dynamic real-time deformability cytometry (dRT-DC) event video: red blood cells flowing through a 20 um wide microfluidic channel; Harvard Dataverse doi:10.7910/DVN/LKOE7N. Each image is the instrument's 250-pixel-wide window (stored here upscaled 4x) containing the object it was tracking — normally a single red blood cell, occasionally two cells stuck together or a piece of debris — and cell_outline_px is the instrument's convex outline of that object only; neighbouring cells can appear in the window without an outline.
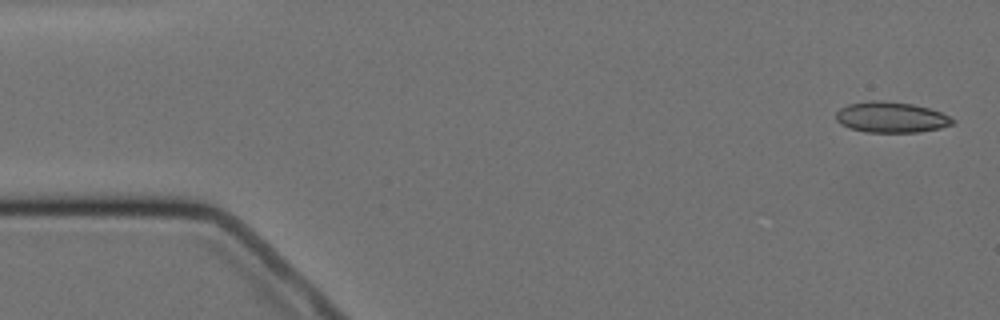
{"species": "Egyptian fruit bat (a non-hibernating species)", "species_latin": "Rousettus aegyptiacus", "temperature_condition": "cold", "stored_images_in_passage": 7, "camera_frame_rate_fps": 3000, "um_per_image_px": 0.085, "animal": {"sex": "female"}, "frame": {"image": 1, "passage_image": 1, "time_ms": 0.0, "image_size_px": [1000, 320], "cell_outline_px": [[956, 124], [940, 128], [916, 132], [864, 132], [848, 128], [840, 124], [836, 120], [836, 112], [840, 108], [848, 104], [868, 100], [880, 100], [912, 104], [928, 108], [940, 112], [956, 120]], "centroid_in_image_um": [75.72, 9.97], "position_along_channel_um": 9.3, "area_um2": 21.04}}
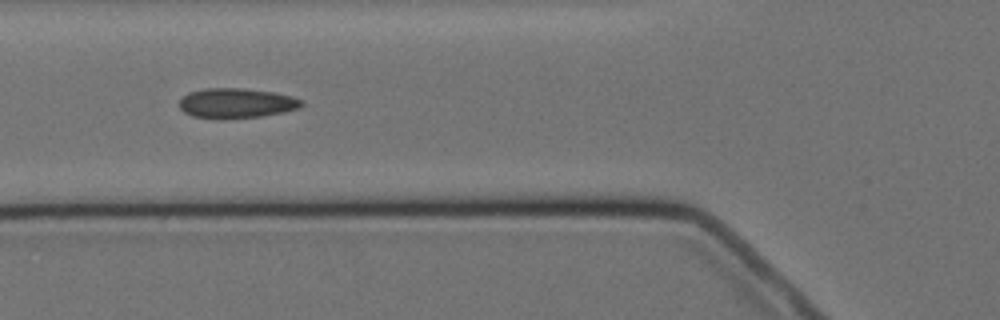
{"frame": {"image": 2, "passage_image": 6, "time_ms": 6.0, "image_size_px": [1000, 320], "cell_outline_px": [[304, 104], [300, 108], [284, 112], [260, 116], [224, 120], [220, 120], [192, 116], [184, 112], [180, 108], [180, 100], [188, 92], [204, 88], [244, 88], [272, 92], [292, 96], [304, 100]], "centroid_in_image_um": [20.1, 8.78], "position_along_channel_um": 105.7, "area_um2": 21.68}}
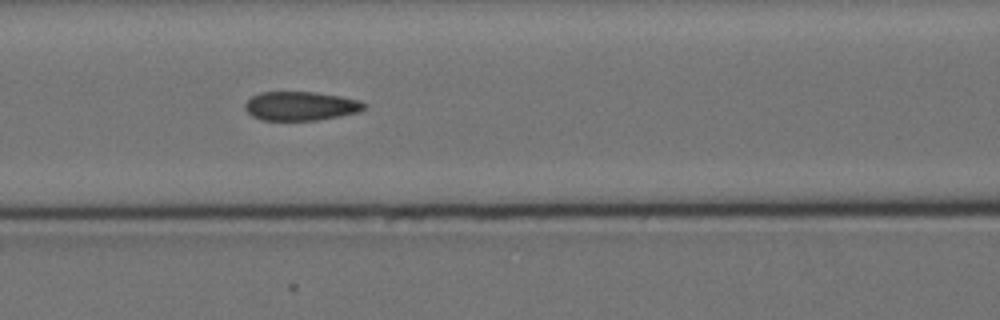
{"frame": {"image": 3, "passage_image": 7, "time_ms": 7.0, "image_size_px": [1000, 320], "cell_outline_px": [[368, 104], [360, 112], [340, 116], [316, 120], [260, 120], [252, 116], [244, 108], [244, 104], [252, 96], [260, 92], [316, 92], [340, 96], [360, 100]], "centroid_in_image_um": [25.57, 9.01], "position_along_channel_um": 141.0, "area_um2": 20.23}}